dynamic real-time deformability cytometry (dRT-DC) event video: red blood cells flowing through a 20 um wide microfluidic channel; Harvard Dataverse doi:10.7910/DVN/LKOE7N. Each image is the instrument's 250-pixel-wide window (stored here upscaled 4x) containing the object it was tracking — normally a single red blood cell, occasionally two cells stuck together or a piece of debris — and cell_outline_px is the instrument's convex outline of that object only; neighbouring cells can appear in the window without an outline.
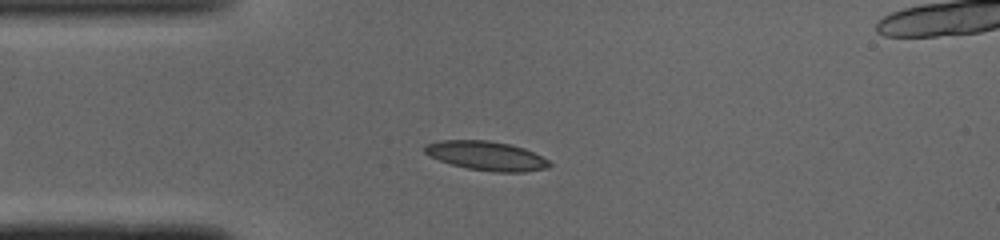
{"species": "common noctule bat (a hibernating species)", "species_latin": "Nyctalus noctula", "temperature_condition": "cold", "stored_images_in_passage": 41, "camera_frame_rate_fps": 3000, "um_per_image_px": 0.085, "animal": {"sex": "male", "body_mass_g": 19.0, "forearm_length_mm": 50.8}, "frame": {"image": 1, "passage_image": 8, "time_ms": 2.333, "image_size_px": [1000, 240], "cell_outline_px": [[552, 164], [548, 168], [524, 172], [496, 172], [468, 168], [452, 164], [428, 156], [424, 152], [424, 144], [440, 140], [488, 140], [508, 144], [524, 148], [548, 160]], "centroid_in_image_um": [41.32, 13.24], "position_along_channel_um": 43.7, "area_um2": 21.1}}
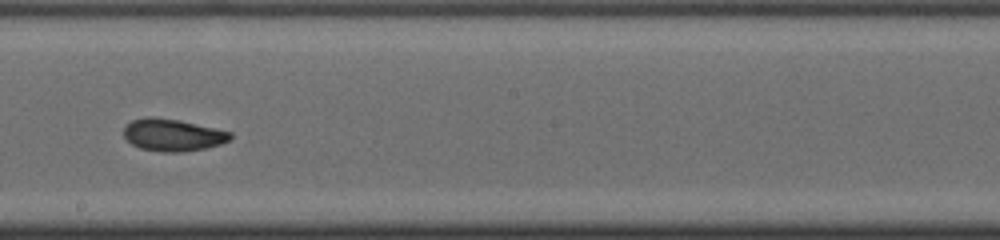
{"frame": {"image": 2, "passage_image": 23, "time_ms": 7.333, "image_size_px": [1000, 240], "cell_outline_px": [[232, 140], [220, 144], [204, 148], [184, 152], [160, 152], [140, 148], [132, 144], [124, 136], [124, 128], [132, 120], [148, 116], [152, 116], [180, 120], [232, 132]], "centroid_in_image_um": [14.7, 11.47], "position_along_channel_um": 233.5, "area_um2": 20.06}}
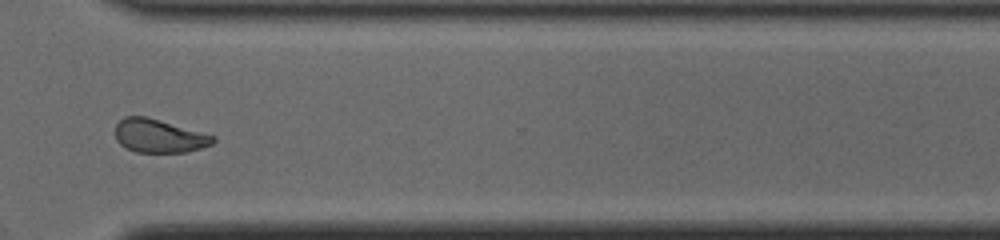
{"frame": {"image": 3, "passage_image": 32, "time_ms": 10.333, "image_size_px": [1000, 240], "cell_outline_px": [[216, 140], [212, 144], [200, 148], [184, 152], [136, 152], [124, 148], [116, 140], [116, 124], [124, 116], [144, 116], [160, 120], [216, 136]], "centroid_in_image_um": [13.5, 11.55], "position_along_channel_um": 357.1, "area_um2": 19.02}, "authors_computed_cell_mechanics": {"area_um2": 19.8832, "velocity_mm_per_s": 4.09, "shape_relaxation_time_tau1_ms": 9.3132, "shape_relaxation_time_tau2_ms": 4.3689, "deformation_change_tau1": 0.2177, "deformation_change_tau2": 0.0996}}